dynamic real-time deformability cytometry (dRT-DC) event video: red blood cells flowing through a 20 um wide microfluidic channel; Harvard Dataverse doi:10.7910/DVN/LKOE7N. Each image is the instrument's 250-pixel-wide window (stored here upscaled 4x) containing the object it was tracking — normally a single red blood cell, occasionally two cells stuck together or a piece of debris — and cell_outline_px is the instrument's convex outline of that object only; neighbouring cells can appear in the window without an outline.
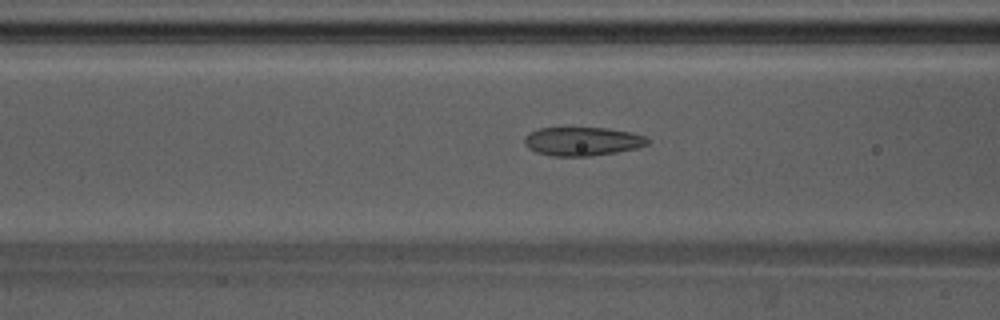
{"species": "Egyptian fruit bat (a non-hibernating species)", "species_latin": "Rousettus aegyptiacus", "temperature_condition": "warm", "stored_images_in_passage": 16, "camera_frame_rate_fps": 3000, "um_per_image_px": 0.085, "animal": {"sex": "male"}, "frame": {"image": 1, "passage_image": 10, "time_ms": 3.0, "image_size_px": [1000, 320], "cell_outline_px": [[648, 144], [636, 148], [616, 152], [592, 156], [552, 156], [536, 152], [528, 148], [524, 144], [524, 136], [540, 128], [608, 128], [628, 132], [644, 136], [648, 140]], "centroid_in_image_um": [49.47, 12.02], "position_along_channel_um": 117.1, "area_um2": 20.4}}
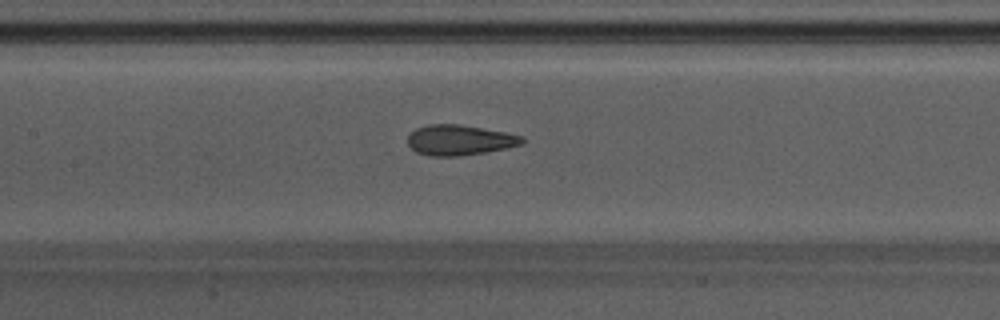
{"frame": {"image": 2, "passage_image": 14, "time_ms": 4.333, "image_size_px": [1000, 320], "cell_outline_px": [[524, 144], [484, 152], [460, 156], [428, 156], [416, 152], [408, 144], [408, 132], [416, 128], [428, 124], [460, 124], [504, 132], [524, 136]], "centroid_in_image_um": [39.03, 11.9], "position_along_channel_um": 168.4, "area_um2": 20.29}}